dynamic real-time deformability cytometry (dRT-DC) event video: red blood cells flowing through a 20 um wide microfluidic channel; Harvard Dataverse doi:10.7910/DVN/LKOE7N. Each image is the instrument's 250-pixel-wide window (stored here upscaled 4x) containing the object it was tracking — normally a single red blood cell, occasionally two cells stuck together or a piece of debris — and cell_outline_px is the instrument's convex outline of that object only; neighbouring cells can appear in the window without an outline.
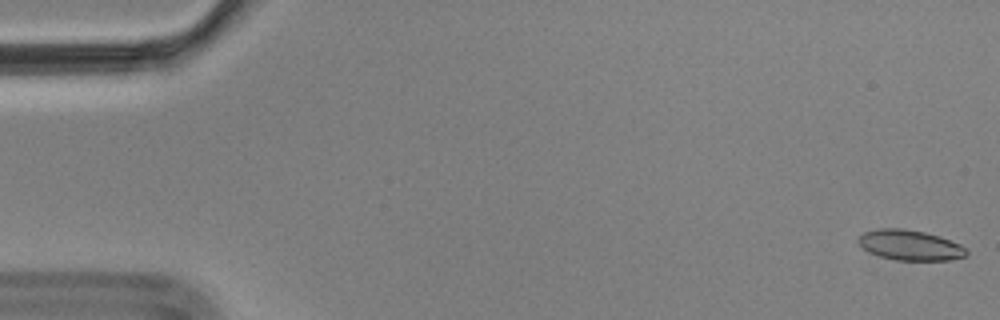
{"species": "Egyptian fruit bat (a non-hibernating species)", "species_latin": "Rousettus aegyptiacus", "temperature_condition": "cold", "stored_images_in_passage": 5, "camera_frame_rate_fps": 3000, "um_per_image_px": 0.085, "animal": {"sex": "male"}, "frame": {"image": 1, "passage_image": 1, "time_ms": 0.0, "image_size_px": [1000, 320], "cell_outline_px": [[968, 252], [964, 256], [948, 260], [896, 260], [880, 256], [868, 252], [856, 240], [864, 232], [880, 228], [904, 228], [924, 232], [940, 236], [960, 244], [968, 248]], "centroid_in_image_um": [77.36, 20.83], "position_along_channel_um": 7.6, "area_um2": 19.07}}
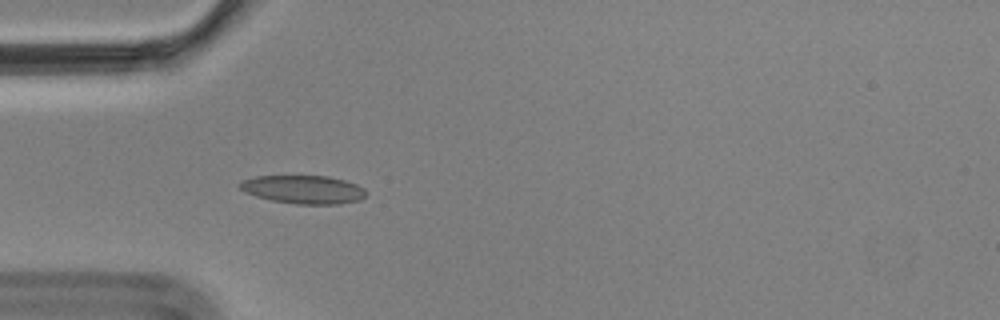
{"frame": {"image": 2, "passage_image": 5, "time_ms": 1.333, "image_size_px": [1000, 320], "cell_outline_px": [[364, 196], [360, 200], [340, 204], [296, 204], [272, 200], [256, 196], [244, 192], [236, 184], [240, 180], [256, 176], [328, 176], [344, 180], [356, 184], [364, 188]], "centroid_in_image_um": [25.74, 16.1], "position_along_channel_um": 59.3, "area_um2": 20.87}}